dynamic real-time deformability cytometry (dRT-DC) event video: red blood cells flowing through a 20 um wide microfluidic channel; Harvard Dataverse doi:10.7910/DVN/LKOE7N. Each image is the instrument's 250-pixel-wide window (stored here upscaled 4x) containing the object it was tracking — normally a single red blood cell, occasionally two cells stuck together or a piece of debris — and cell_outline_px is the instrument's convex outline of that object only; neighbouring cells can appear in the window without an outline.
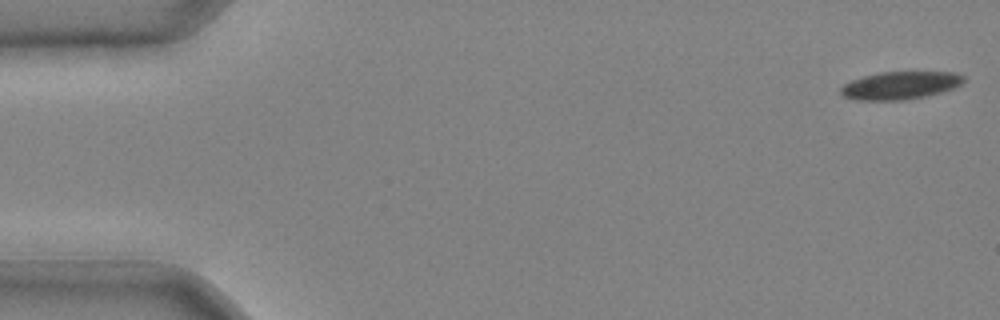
{"species": "common noctule bat (a hibernating species)", "species_latin": "Nyctalus noctula", "temperature_condition": "cold", "stored_images_in_passage": 13, "camera_frame_rate_fps": 3000, "um_per_image_px": 0.085, "animal": {"sex": "male", "body_mass_g": 20.4}, "frame": {"image": 1, "passage_image": 1, "time_ms": 0.0, "image_size_px": [1000, 320], "cell_outline_px": [[964, 80], [960, 84], [952, 88], [940, 92], [924, 96], [904, 100], [856, 100], [844, 96], [840, 92], [840, 88], [844, 84], [852, 80], [864, 76], [880, 72], [956, 72], [964, 76]], "centroid_in_image_um": [76.5, 7.25], "position_along_channel_um": 8.5, "area_um2": 19.71}}
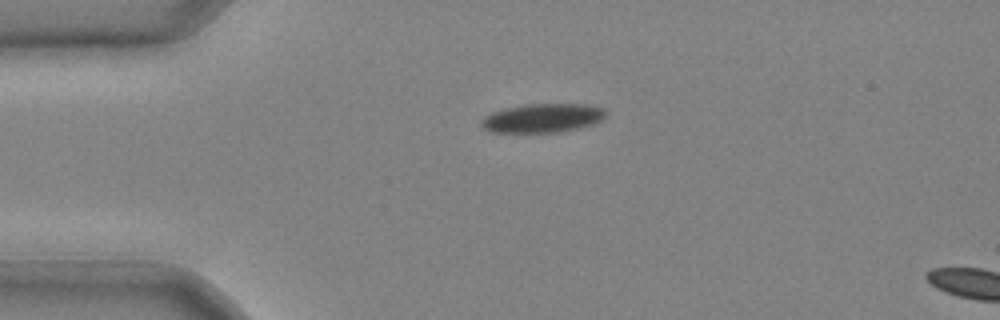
{"frame": {"image": 2, "passage_image": 10, "time_ms": 3.0, "image_size_px": [1000, 320], "cell_outline_px": [[608, 112], [600, 120], [592, 124], [560, 132], [492, 132], [484, 128], [480, 124], [480, 120], [484, 116], [492, 112], [524, 104], [588, 104], [604, 108]], "centroid_in_image_um": [46.12, 10.03], "position_along_channel_um": 38.9, "area_um2": 20.87}}